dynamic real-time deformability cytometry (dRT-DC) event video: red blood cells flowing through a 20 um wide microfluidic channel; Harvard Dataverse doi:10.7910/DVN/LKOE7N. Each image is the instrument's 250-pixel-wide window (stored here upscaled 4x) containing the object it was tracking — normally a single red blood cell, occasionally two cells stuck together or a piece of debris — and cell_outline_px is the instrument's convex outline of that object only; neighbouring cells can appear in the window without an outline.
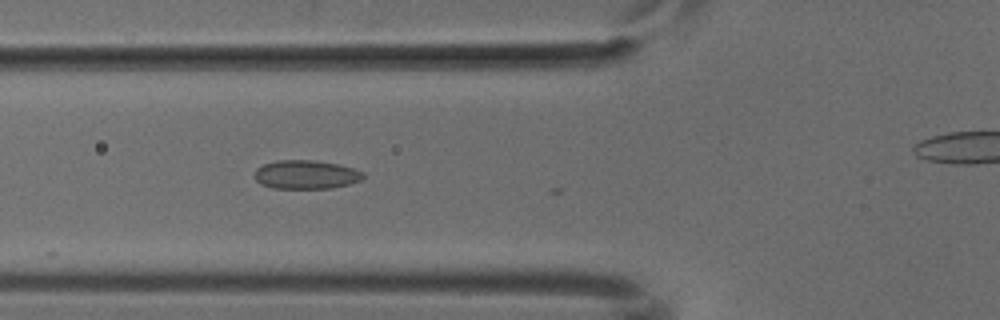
{"species": "common noctule bat (a hibernating species)", "species_latin": "Nyctalus noctula", "temperature_condition": "cold", "stored_images_in_passage": 10, "camera_frame_rate_fps": 3000, "um_per_image_px": 0.085, "animal": {"sex": "male", "body_mass_g": 18.8}, "frame": {"image": 1, "passage_image": 6, "time_ms": 1.667, "image_size_px": [1000, 320], "cell_outline_px": [[364, 176], [360, 180], [348, 184], [332, 188], [272, 188], [260, 184], [256, 180], [256, 168], [264, 164], [276, 160], [312, 160], [340, 164], [364, 172]], "centroid_in_image_um": [26.01, 14.83], "position_along_channel_um": 99.8, "area_um2": 18.15}}
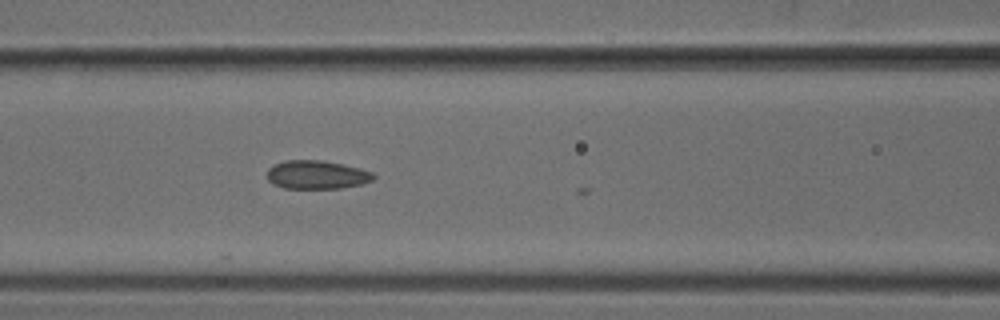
{"frame": {"image": 2, "passage_image": 9, "time_ms": 2.667, "image_size_px": [1000, 320], "cell_outline_px": [[376, 176], [372, 180], [360, 184], [340, 188], [284, 188], [268, 180], [268, 168], [272, 164], [284, 160], [320, 160], [344, 164], [360, 168], [372, 172]], "centroid_in_image_um": [26.92, 14.84], "position_along_channel_um": 139.7, "area_um2": 17.63}}